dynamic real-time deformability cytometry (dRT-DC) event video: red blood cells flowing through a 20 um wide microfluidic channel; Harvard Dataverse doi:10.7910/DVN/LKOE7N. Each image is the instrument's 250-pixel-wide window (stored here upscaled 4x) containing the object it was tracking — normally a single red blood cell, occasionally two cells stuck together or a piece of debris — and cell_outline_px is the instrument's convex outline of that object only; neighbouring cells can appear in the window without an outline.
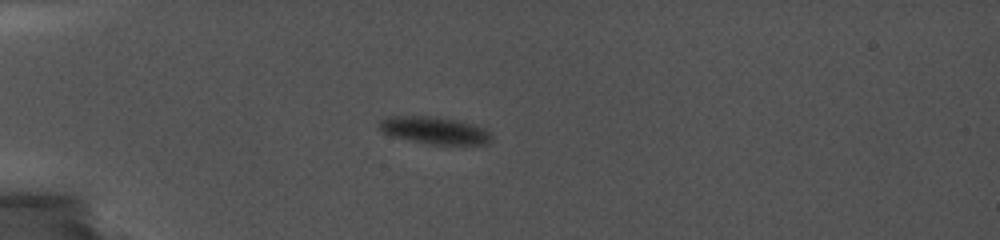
{"species": "common noctule bat (a hibernating species)", "species_latin": "Nyctalus noctula", "temperature_condition": "cold", "stored_images_in_passage": 6, "camera_frame_rate_fps": 5000, "um_per_image_px": 0.085, "animal": {"sex": "female", "body_mass_g": 19.0, "forearm_length_mm": 56.7}, "frame": {"image": 1, "passage_image": 1, "time_ms": 0.0, "image_size_px": [1000, 240], "cell_outline_px": [[492, 140], [488, 144], [432, 144], [392, 136], [384, 132], [380, 128], [380, 120], [388, 116], [432, 116], [460, 120], [488, 128], [492, 136]], "centroid_in_image_um": [37.02, 11.06], "position_along_channel_um": 48.0, "area_um2": 17.86}}